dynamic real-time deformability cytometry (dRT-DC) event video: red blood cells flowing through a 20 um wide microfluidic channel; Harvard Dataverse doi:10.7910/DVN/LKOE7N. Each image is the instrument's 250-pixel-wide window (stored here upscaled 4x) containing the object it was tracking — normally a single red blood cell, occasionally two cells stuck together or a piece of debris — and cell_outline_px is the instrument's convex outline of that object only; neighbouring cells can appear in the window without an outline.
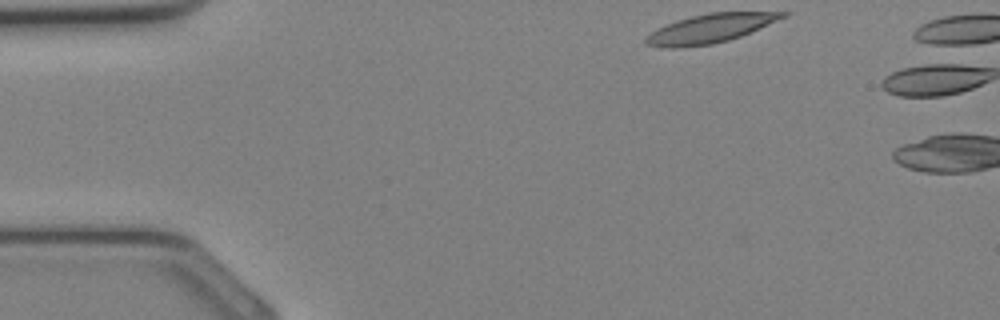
{"species": "Egyptian fruit bat (a non-hibernating species)", "species_latin": "Rousettus aegyptiacus", "temperature_condition": "cold", "stored_images_in_passage": 6, "camera_frame_rate_fps": 3000, "um_per_image_px": 0.085, "animal": {"sex": "female"}, "frame": {"image": 1, "passage_image": 1, "time_ms": 0.0, "image_size_px": [1000, 320], "cell_outline_px": [[792, 12], [788, 16], [740, 36], [728, 40], [712, 44], [680, 48], [664, 48], [644, 44], [644, 36], [656, 28], [676, 20], [708, 12]], "centroid_in_image_um": [60.3, 2.42], "position_along_channel_um": 24.7, "area_um2": 23.18}}